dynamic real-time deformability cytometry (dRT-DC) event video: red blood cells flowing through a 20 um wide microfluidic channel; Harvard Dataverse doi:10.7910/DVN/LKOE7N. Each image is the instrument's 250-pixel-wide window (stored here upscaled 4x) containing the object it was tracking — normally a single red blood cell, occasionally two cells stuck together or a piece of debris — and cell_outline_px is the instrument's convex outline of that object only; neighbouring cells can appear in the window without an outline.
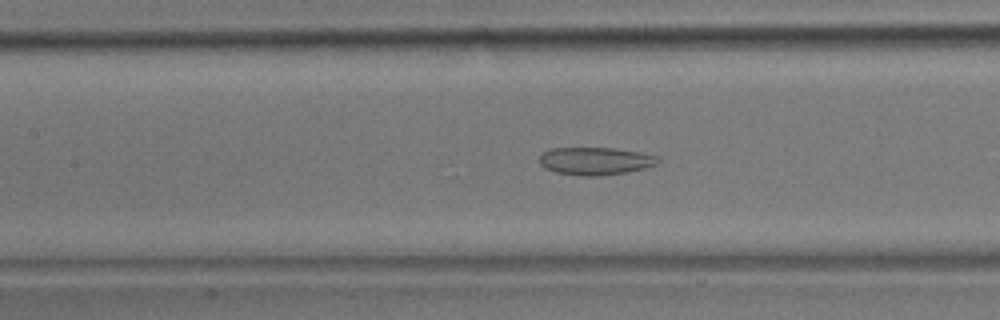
{"species": "common noctule bat (a hibernating species)", "species_latin": "Nyctalus noctula", "temperature_condition": "room temperature", "stored_images_in_passage": 42, "camera_frame_rate_fps": 3000, "um_per_image_px": 0.085, "animal": {"sex": "male", "body_mass_g": 17.9}, "frame": {"image": 1, "passage_image": 17, "time_ms": 5.333, "image_size_px": [1000, 320], "cell_outline_px": [[660, 160], [656, 164], [644, 168], [624, 172], [600, 176], [580, 176], [556, 172], [544, 168], [540, 164], [540, 156], [544, 152], [552, 148], [612, 148], [640, 152], [656, 156]], "centroid_in_image_um": [50.58, 13.69], "position_along_channel_um": 156.8, "area_um2": 18.96}}
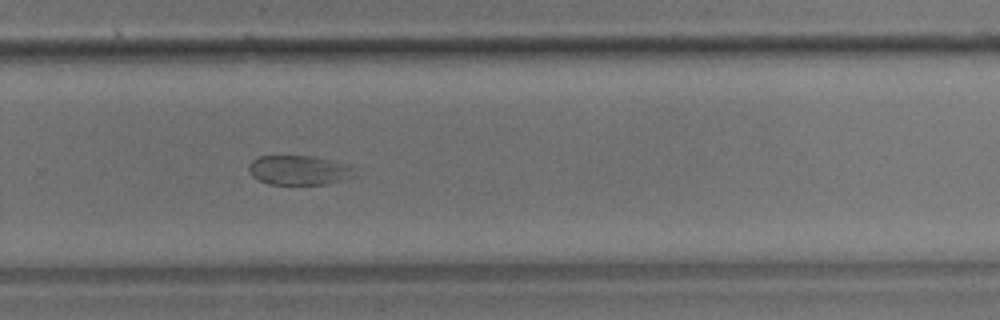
{"frame": {"image": 2, "passage_image": 27, "time_ms": 8.667, "image_size_px": [1000, 320], "cell_outline_px": [[356, 176], [328, 184], [268, 184], [252, 176], [248, 172], [248, 164], [252, 160], [260, 156], [312, 156], [348, 164], [352, 168]], "centroid_in_image_um": [25.39, 14.47], "position_along_channel_um": 304.4, "area_um2": 18.21}}
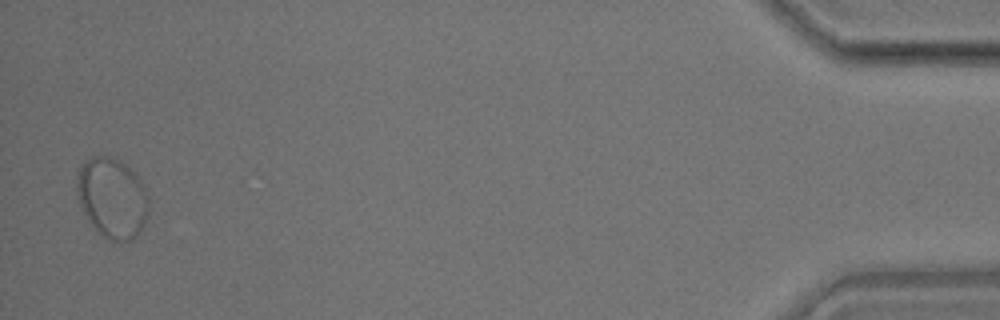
{"frame": {"image": 3, "passage_image": 41, "time_ms": 13.333, "image_size_px": [1000, 320], "cell_outline_px": [[148, 212], [144, 224], [140, 232], [132, 240], [108, 240], [96, 232], [80, 208], [76, 192], [76, 176], [84, 160], [92, 156], [112, 156], [120, 160], [136, 172], [140, 176], [144, 184], [148, 196]], "centroid_in_image_um": [9.52, 16.8], "position_along_channel_um": 425.7, "area_um2": 34.39}}